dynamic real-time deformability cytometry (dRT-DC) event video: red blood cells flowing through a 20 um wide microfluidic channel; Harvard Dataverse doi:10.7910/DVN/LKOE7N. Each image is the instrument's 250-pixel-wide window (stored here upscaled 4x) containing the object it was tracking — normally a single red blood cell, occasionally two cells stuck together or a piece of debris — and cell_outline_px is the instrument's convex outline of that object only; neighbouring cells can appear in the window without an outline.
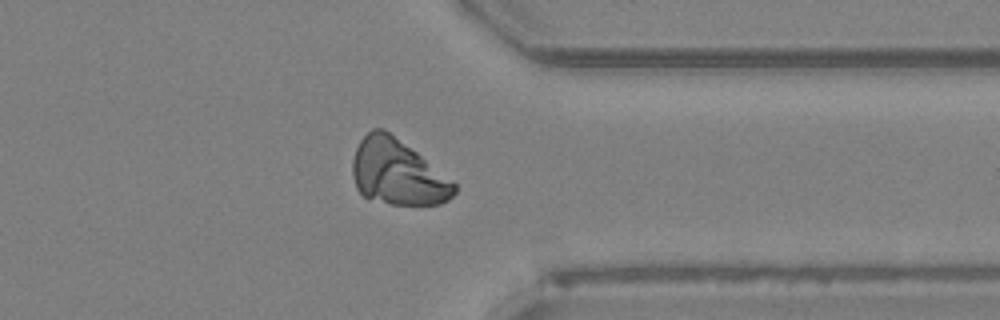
{"species": "Egyptian fruit bat (a non-hibernating species)", "species_latin": "Rousettus aegyptiacus", "temperature_condition": "room temperature", "stored_images_in_passage": 48, "camera_frame_rate_fps": 3000, "um_per_image_px": 0.085, "animal": {"sex": "female"}, "frame": {"image": 1, "passage_image": 38, "time_ms": 12.333, "image_size_px": [1000, 320], "cell_outline_px": [[456, 192], [448, 200], [440, 204], [392, 204], [364, 196], [356, 188], [352, 176], [352, 160], [356, 148], [360, 140], [372, 128], [384, 128], [416, 152], [452, 180], [456, 184]], "centroid_in_image_um": [33.76, 14.65], "position_along_channel_um": 377.6, "area_um2": 38.44}}